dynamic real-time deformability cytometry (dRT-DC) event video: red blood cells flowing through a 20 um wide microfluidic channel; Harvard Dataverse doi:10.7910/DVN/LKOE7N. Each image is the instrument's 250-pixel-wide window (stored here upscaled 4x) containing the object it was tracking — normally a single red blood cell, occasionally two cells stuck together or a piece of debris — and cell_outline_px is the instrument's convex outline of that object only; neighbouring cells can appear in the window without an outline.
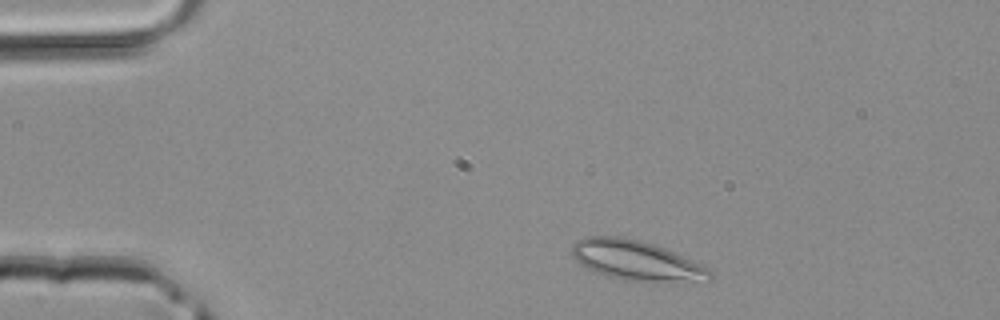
{"species": "common noctule bat (a hibernating species)", "species_latin": "Nyctalus noctula", "temperature_condition": "room temperature", "stored_images_in_passage": 39, "camera_frame_rate_fps": 3000, "um_per_image_px": 0.085, "animal": {"sex": "male", "body_mass_g": 20.4}, "frame": {"image": 1, "passage_image": 3, "time_ms": 0.667, "image_size_px": [1000, 320], "cell_outline_px": [[712, 280], [620, 280], [608, 276], [588, 268], [580, 264], [572, 256], [572, 244], [576, 240], [584, 236], [616, 236], [640, 240], [664, 248], [708, 268], [712, 272]], "centroid_in_image_um": [54.0, 22.1], "position_along_channel_um": 31.0, "area_um2": 31.21}}
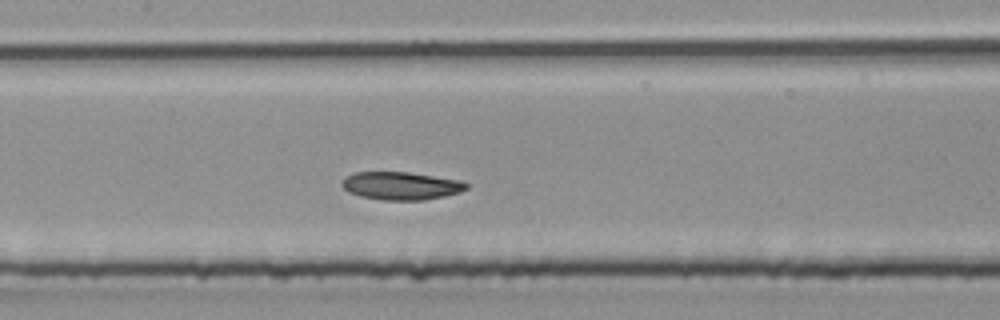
{"frame": {"image": 2, "passage_image": 16, "time_ms": 5.0, "image_size_px": [1000, 320], "cell_outline_px": [[468, 188], [460, 192], [444, 196], [424, 200], [380, 200], [360, 196], [348, 192], [340, 184], [348, 176], [356, 172], [408, 172], [460, 180], [468, 184]], "centroid_in_image_um": [34.1, 15.8], "position_along_channel_um": 173.3, "area_um2": 20.17}}
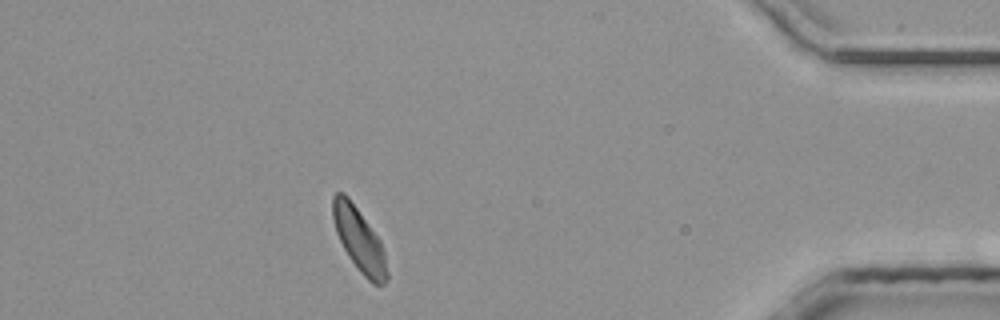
{"frame": {"image": 3, "passage_image": 34, "time_ms": 11.0, "image_size_px": [1000, 320], "cell_outline_px": [[388, 280], [380, 288], [372, 284], [360, 272], [348, 256], [336, 232], [332, 216], [332, 196], [336, 192], [344, 192], [348, 196], [380, 240], [384, 252], [388, 272]], "centroid_in_image_um": [30.54, 20.41], "position_along_channel_um": 404.7, "area_um2": 20.17}}